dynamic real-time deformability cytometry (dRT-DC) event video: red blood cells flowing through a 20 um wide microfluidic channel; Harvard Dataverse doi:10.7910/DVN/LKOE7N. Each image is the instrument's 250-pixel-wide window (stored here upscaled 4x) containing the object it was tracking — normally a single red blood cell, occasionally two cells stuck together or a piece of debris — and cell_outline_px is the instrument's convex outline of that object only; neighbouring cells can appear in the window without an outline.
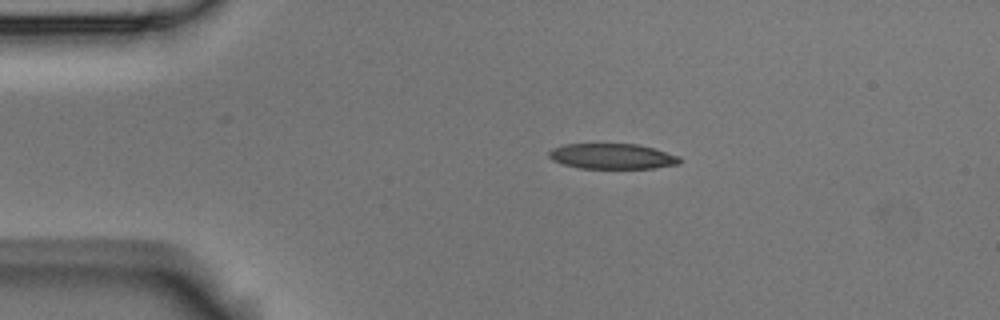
{"species": "Egyptian fruit bat (a non-hibernating species)", "species_latin": "Rousettus aegyptiacus", "temperature_condition": "room temperature", "stored_images_in_passage": 5, "camera_frame_rate_fps": 3000, "um_per_image_px": 0.085, "animal": {"sex": "male"}, "frame": {"image": 1, "passage_image": 2, "time_ms": 0.333, "image_size_px": [1000, 320], "cell_outline_px": [[680, 164], [652, 168], [580, 168], [564, 164], [552, 160], [548, 156], [548, 152], [552, 148], [564, 144], [636, 144], [652, 148], [680, 156]], "centroid_in_image_um": [52.02, 13.28], "position_along_channel_um": 33.0, "area_um2": 19.25}}
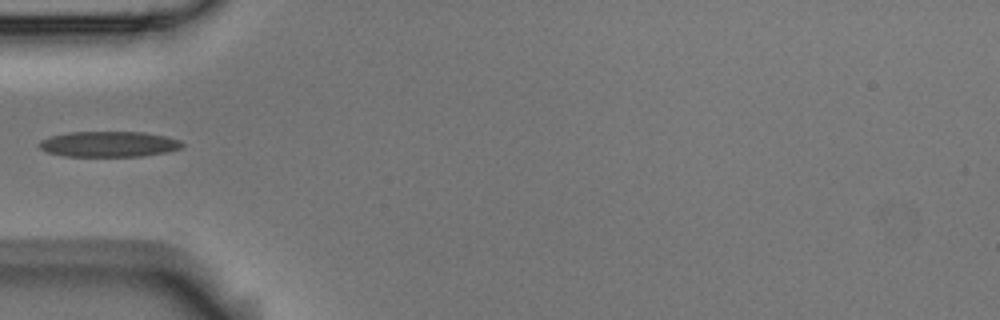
{"frame": {"image": 2, "passage_image": 4, "time_ms": 1.0, "image_size_px": [1000, 320], "cell_outline_px": [[184, 148], [168, 152], [144, 156], [64, 156], [48, 152], [40, 148], [36, 144], [40, 140], [48, 136], [68, 132], [144, 132], [164, 136], [180, 140], [184, 144]], "centroid_in_image_um": [9.25, 12.25], "position_along_channel_um": 75.7, "area_um2": 21.56}}
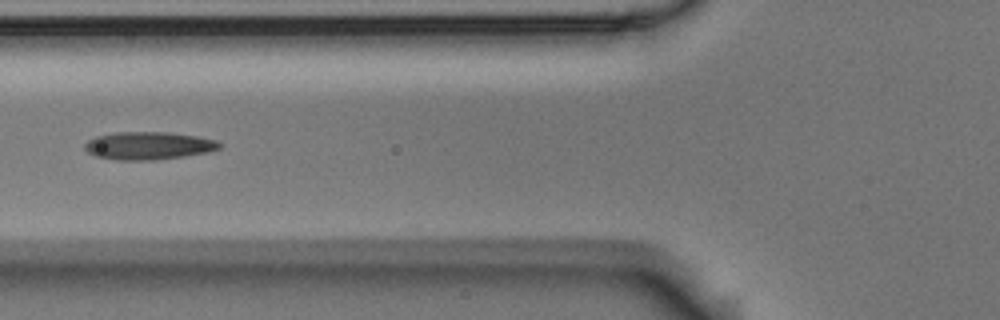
{"frame": {"image": 3, "passage_image": 5, "time_ms": 1.333, "image_size_px": [1000, 320], "cell_outline_px": [[224, 144], [220, 148], [208, 152], [184, 156], [152, 160], [116, 160], [96, 156], [88, 152], [84, 148], [84, 144], [88, 140], [96, 136], [116, 132], [168, 132], [200, 136], [216, 140]], "centroid_in_image_um": [12.65, 12.37], "position_along_channel_um": 113.2, "area_um2": 21.96}}